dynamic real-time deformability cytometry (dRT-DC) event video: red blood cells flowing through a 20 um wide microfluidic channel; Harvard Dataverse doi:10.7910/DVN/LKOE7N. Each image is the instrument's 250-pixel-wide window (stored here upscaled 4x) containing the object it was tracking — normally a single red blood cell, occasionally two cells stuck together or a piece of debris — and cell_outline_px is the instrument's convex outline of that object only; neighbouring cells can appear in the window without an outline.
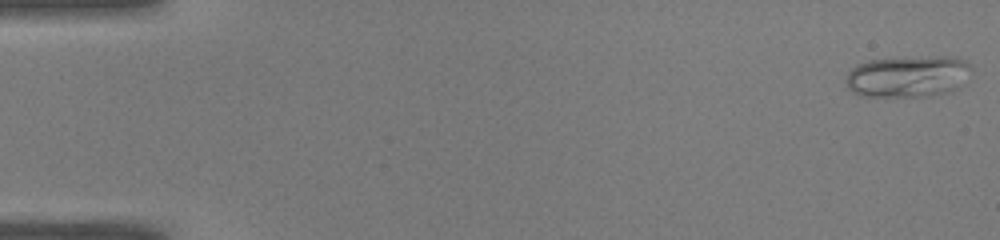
{"species": "common noctule bat (a hibernating species)", "species_latin": "Nyctalus noctula", "temperature_condition": "warm", "stored_images_in_passage": 50, "camera_frame_rate_fps": 3000, "um_per_image_px": 0.085, "animal": {"sex": "male", "body_mass_g": 19.0, "forearm_length_mm": 50.8}, "frame": {"image": 1, "passage_image": 1, "time_ms": 0.0, "image_size_px": [1000, 240], "cell_outline_px": [[972, 72], [960, 84], [948, 92], [924, 96], [860, 96], [852, 92], [848, 88], [844, 80], [848, 72], [856, 64], [868, 60], [940, 56], [944, 56], [964, 60], [972, 68]], "centroid_in_image_um": [77.11, 6.49], "position_along_channel_um": 7.9, "area_um2": 30.17}}
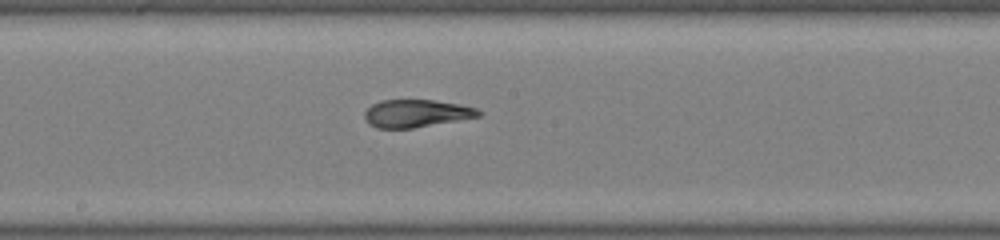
{"frame": {"image": 2, "passage_image": 27, "time_ms": 8.667, "image_size_px": [1000, 240], "cell_outline_px": [[484, 112], [480, 116], [412, 128], [376, 128], [368, 124], [364, 120], [364, 112], [372, 104], [380, 100], [436, 100], [460, 104], [476, 108]], "centroid_in_image_um": [35.36, 9.63], "position_along_channel_um": 212.8, "area_um2": 18.44}}
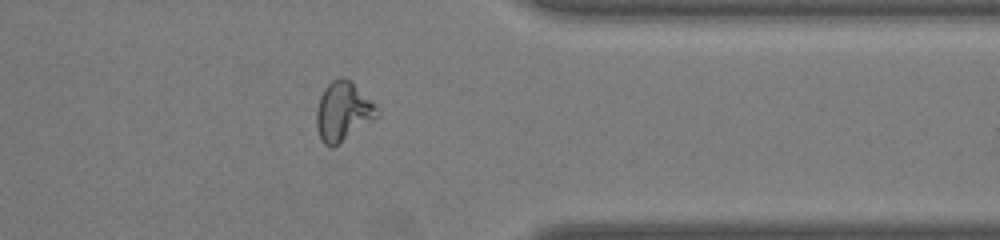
{"frame": {"image": 3, "passage_image": 40, "time_ms": 13.0, "image_size_px": [1000, 240], "cell_outline_px": [[380, 116], [332, 148], [324, 144], [320, 140], [316, 124], [316, 112], [320, 96], [324, 88], [332, 80], [340, 76], [344, 76], [380, 112]], "centroid_in_image_um": [29.11, 9.51], "position_along_channel_um": 382.3, "area_um2": 20.46}, "authors_computed_cell_mechanics": {"area_um2": 20.3745, "velocity_mm_per_s": 4.0874, "shape_relaxation_time_tau1_ms": null, "shape_relaxation_time_tau2_ms": 1.3204, "deformation_change_tau1": null, "deformation_change_tau2": 0.0773}}